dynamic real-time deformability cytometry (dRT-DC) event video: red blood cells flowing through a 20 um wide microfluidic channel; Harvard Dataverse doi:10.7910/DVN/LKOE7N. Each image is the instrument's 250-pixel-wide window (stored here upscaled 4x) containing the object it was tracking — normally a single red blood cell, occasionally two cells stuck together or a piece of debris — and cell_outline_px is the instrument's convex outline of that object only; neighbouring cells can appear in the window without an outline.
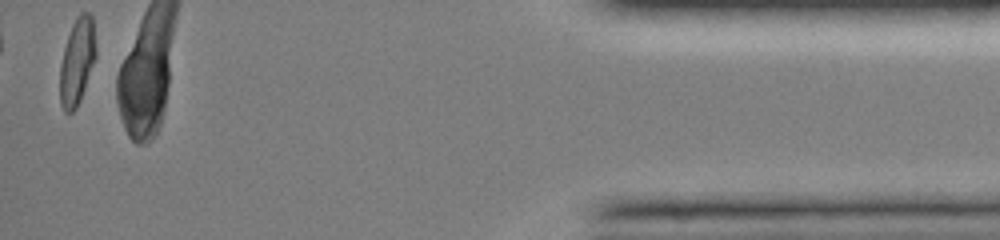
{"species": "common noctule bat (a hibernating species)", "species_latin": "Nyctalus noctula", "temperature_condition": "room temperature", "stored_images_in_passage": 14, "camera_frame_rate_fps": 3000, "um_per_image_px": 0.085, "animal": {"sex": "female", "body_mass_g": 19.0, "forearm_length_mm": 51.5}, "frame": {"image": 1, "passage_image": 14, "time_ms": 11.0, "image_size_px": [1000, 240], "cell_outline_px": [[96, 56], [80, 100], [76, 108], [72, 112], [64, 112], [60, 104], [60, 64], [64, 48], [72, 24], [76, 16], [80, 12], [88, 12], [92, 16], [96, 48]], "centroid_in_image_um": [6.55, 5.2], "position_along_channel_um": 428.7, "area_um2": 18.09}}